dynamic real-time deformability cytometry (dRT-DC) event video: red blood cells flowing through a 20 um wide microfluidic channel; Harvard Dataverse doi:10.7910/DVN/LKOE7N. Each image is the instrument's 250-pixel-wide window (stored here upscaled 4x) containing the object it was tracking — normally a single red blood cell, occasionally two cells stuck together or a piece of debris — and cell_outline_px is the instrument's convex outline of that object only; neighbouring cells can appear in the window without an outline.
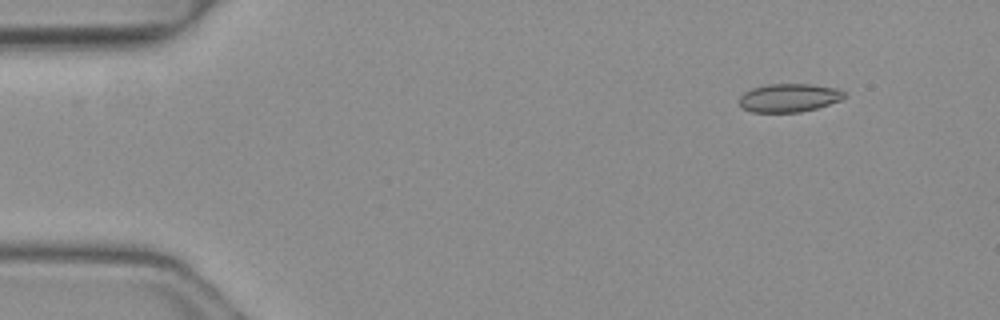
{"species": "common noctule bat (a hibernating species)", "species_latin": "Nyctalus noctula", "temperature_condition": "warm", "stored_images_in_passage": 4, "camera_frame_rate_fps": 3000, "um_per_image_px": 0.085, "animal": {"sex": "female", "body_mass_g": 19.3, "forearm_length_mm": 54.1}, "frame": {"image": 1, "passage_image": 1, "time_ms": 0.0, "image_size_px": [1000, 320], "cell_outline_px": [[848, 96], [840, 100], [816, 108], [800, 112], [752, 112], [744, 108], [740, 104], [740, 96], [744, 92], [752, 88], [768, 84], [812, 84], [836, 88], [844, 92]], "centroid_in_image_um": [67.08, 8.3], "position_along_channel_um": 17.9, "area_um2": 17.28}}
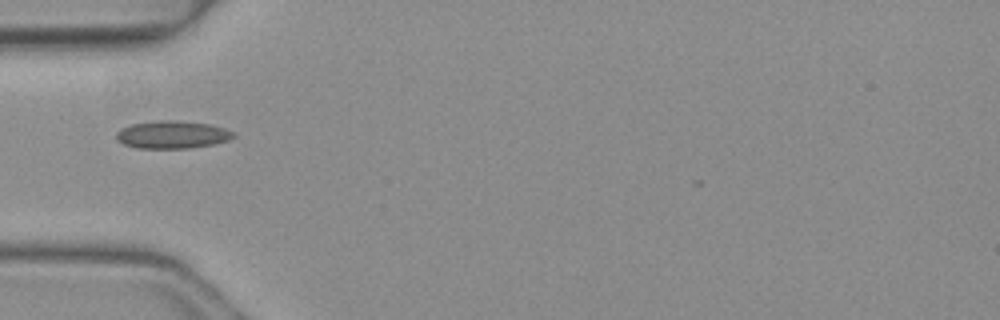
{"frame": {"image": 2, "passage_image": 4, "time_ms": 1.0, "image_size_px": [1000, 320], "cell_outline_px": [[236, 136], [228, 140], [212, 144], [188, 148], [140, 148], [124, 144], [116, 140], [116, 132], [120, 128], [132, 124], [160, 120], [176, 120], [208, 124], [224, 128], [236, 132]], "centroid_in_image_um": [14.64, 11.44], "position_along_channel_um": 70.4, "area_um2": 18.84}}